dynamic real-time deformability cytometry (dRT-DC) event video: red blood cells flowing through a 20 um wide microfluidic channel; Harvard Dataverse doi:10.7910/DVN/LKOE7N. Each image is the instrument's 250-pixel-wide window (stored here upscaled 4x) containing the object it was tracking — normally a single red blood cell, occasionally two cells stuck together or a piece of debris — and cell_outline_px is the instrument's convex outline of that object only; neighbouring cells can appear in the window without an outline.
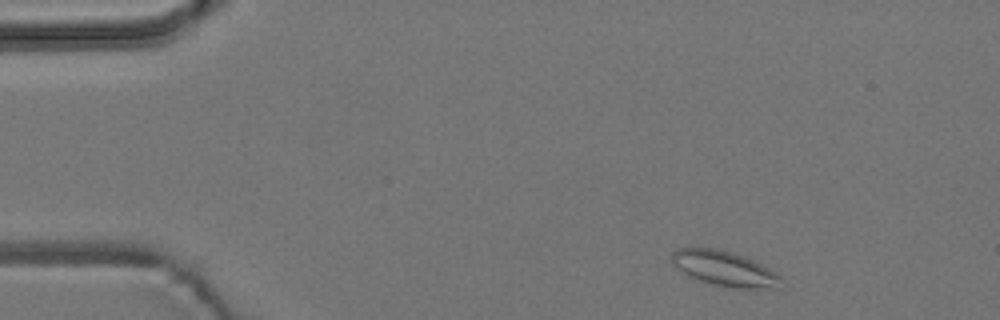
{"species": "common noctule bat (a hibernating species)", "species_latin": "Nyctalus noctula", "temperature_condition": "room temperature", "stored_images_in_passage": 5, "camera_frame_rate_fps": 3000, "um_per_image_px": 0.085, "animal": {"sex": "male", "body_mass_g": 19.2, "forearm_length_mm": 51.8}, "frame": {"image": 1, "passage_image": 1, "time_ms": 0.0, "image_size_px": [1000, 320], "cell_outline_px": [[780, 288], [736, 288], [712, 284], [688, 276], [676, 268], [672, 264], [672, 252], [676, 248], [716, 248], [732, 252], [744, 256], [776, 272], [780, 276]], "centroid_in_image_um": [61.55, 22.82], "position_along_channel_um": 23.5, "area_um2": 22.2}}
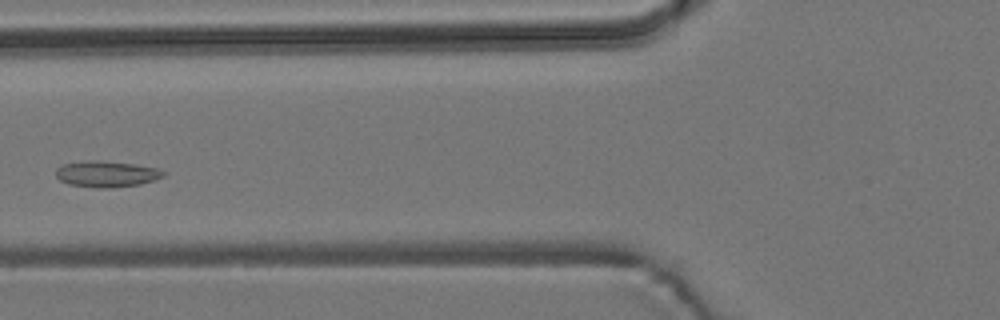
{"frame": {"image": 2, "passage_image": 4, "time_ms": 4.667, "image_size_px": [1000, 320], "cell_outline_px": [[164, 176], [156, 180], [140, 184], [112, 188], [100, 188], [68, 184], [60, 180], [56, 176], [56, 168], [64, 164], [88, 160], [100, 160], [136, 164], [156, 168], [164, 172]], "centroid_in_image_um": [9.06, 14.79], "position_along_channel_um": 116.7, "area_um2": 16.42}}
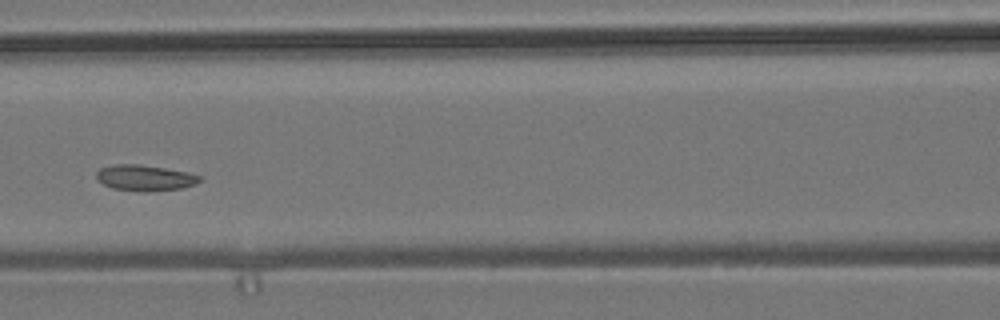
{"frame": {"image": 3, "passage_image": 5, "time_ms": 5.667, "image_size_px": [1000, 320], "cell_outline_px": [[200, 180], [196, 184], [180, 188], [148, 192], [144, 192], [112, 188], [96, 180], [96, 172], [100, 168], [112, 164], [140, 164], [188, 172], [200, 176]], "centroid_in_image_um": [12.27, 15.11], "position_along_channel_um": 154.3, "area_um2": 15.61}}